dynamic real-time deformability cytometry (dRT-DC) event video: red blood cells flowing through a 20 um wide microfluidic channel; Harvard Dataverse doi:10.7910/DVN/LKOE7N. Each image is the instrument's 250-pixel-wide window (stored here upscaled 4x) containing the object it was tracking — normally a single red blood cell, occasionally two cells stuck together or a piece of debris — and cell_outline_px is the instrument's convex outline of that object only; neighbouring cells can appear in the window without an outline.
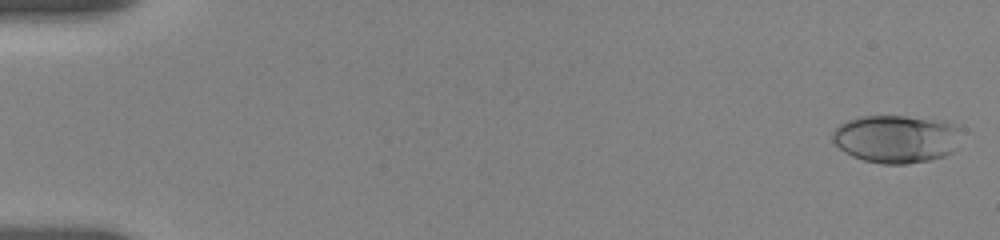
{"species": "human", "species_latin": "Homo sapiens", "temperature_condition": "room temperature", "stored_images_in_passage": 14, "camera_frame_rate_fps": 3000, "um_per_image_px": 0.085, "donor": {"sex": "female"}, "frame": {"image": 1, "passage_image": 1, "time_ms": 0.0, "image_size_px": [1000, 240], "cell_outline_px": [[960, 128], [956, 148], [952, 152], [944, 156], [928, 160], [904, 164], [880, 164], [864, 160], [852, 156], [844, 152], [832, 140], [832, 132], [840, 124], [848, 120], [860, 116], [904, 116], [948, 120], [956, 124]], "centroid_in_image_um": [76.2, 11.79], "position_along_channel_um": 8.8, "area_um2": 36.24}}
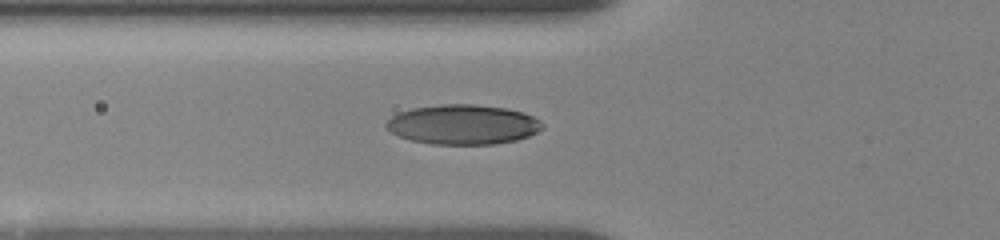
{"frame": {"image": 2, "passage_image": 12, "time_ms": 6.333, "image_size_px": [1000, 240], "cell_outline_px": [[544, 128], [528, 136], [516, 140], [492, 144], [432, 144], [412, 140], [400, 136], [384, 128], [384, 124], [392, 116], [400, 112], [412, 108], [440, 104], [476, 104], [508, 108], [524, 112], [540, 120], [544, 124]], "centroid_in_image_um": [39.36, 10.57], "position_along_channel_um": 86.4, "area_um2": 36.3}}
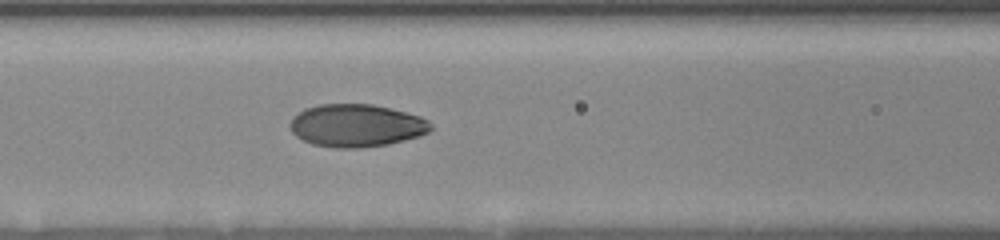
{"frame": {"image": 3, "passage_image": 14, "time_ms": 7.667, "image_size_px": [1000, 240], "cell_outline_px": [[432, 128], [428, 132], [420, 136], [388, 144], [360, 148], [336, 148], [312, 144], [296, 136], [292, 132], [288, 124], [292, 116], [304, 108], [320, 104], [372, 104], [420, 116], [428, 120], [432, 124]], "centroid_in_image_um": [30.26, 10.67], "position_along_channel_um": 136.3, "area_um2": 35.14}}